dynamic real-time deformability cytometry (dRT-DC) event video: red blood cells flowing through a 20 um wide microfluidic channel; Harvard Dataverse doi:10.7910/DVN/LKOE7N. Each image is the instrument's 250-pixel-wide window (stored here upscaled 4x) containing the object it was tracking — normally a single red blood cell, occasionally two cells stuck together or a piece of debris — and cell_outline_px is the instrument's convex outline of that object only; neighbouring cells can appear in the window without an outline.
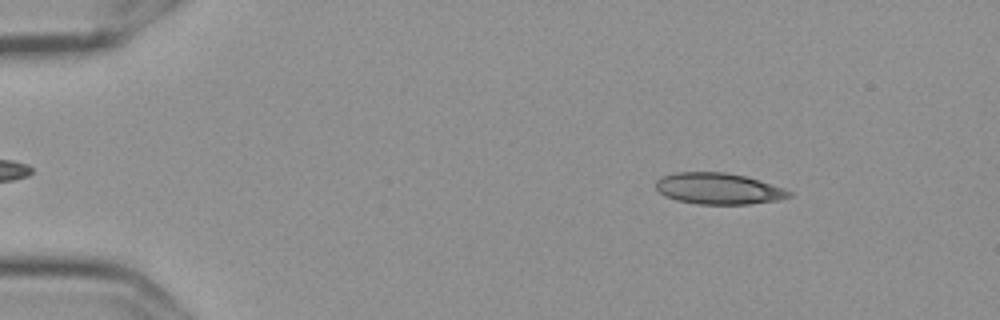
{"species": "Egyptian fruit bat (a non-hibernating species)", "species_latin": "Rousettus aegyptiacus", "temperature_condition": "cold", "stored_images_in_passage": 55, "camera_frame_rate_fps": 3000, "um_per_image_px": 0.085, "frame": {"image": 1, "passage_image": 7, "time_ms": 2.0, "image_size_px": [1000, 320], "cell_outline_px": [[792, 196], [776, 200], [748, 204], [696, 204], [676, 200], [664, 196], [656, 188], [656, 180], [660, 176], [676, 172], [724, 172], [744, 176], [784, 188], [792, 192]], "centroid_in_image_um": [61.02, 16.03], "position_along_channel_um": 24.0, "area_um2": 24.22}}
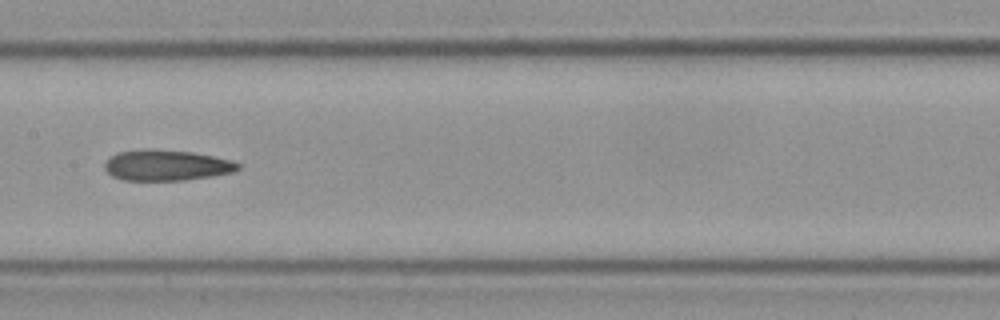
{"frame": {"image": 2, "passage_image": 28, "time_ms": 9.0, "image_size_px": [1000, 320], "cell_outline_px": [[240, 168], [232, 172], [212, 176], [184, 180], [124, 180], [112, 176], [104, 168], [104, 164], [116, 152], [144, 148], [152, 148], [192, 152], [232, 160], [240, 164]], "centroid_in_image_um": [14.14, 14.03], "position_along_channel_um": 193.3, "area_um2": 23.99}}
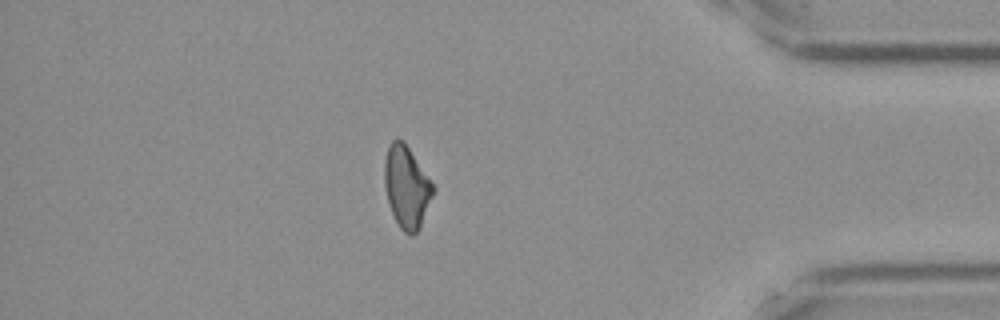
{"frame": {"image": 3, "passage_image": 48, "time_ms": 15.667, "image_size_px": [1000, 320], "cell_outline_px": [[436, 188], [420, 228], [412, 236], [404, 232], [400, 228], [392, 212], [388, 200], [384, 184], [384, 160], [388, 148], [392, 140], [396, 136], [404, 140]], "centroid_in_image_um": [34.57, 15.86], "position_along_channel_um": 400.6, "area_um2": 23.35}, "authors_computed_cell_mechanics": {"area_um2": 23.8714, "velocity_mm_per_s": 3.6081, "shape_relaxation_time_tau1_ms": null, "shape_relaxation_time_tau2_ms": 8.3623, "deformation_change_tau1": null, "deformation_change_tau2": 0.1973}}